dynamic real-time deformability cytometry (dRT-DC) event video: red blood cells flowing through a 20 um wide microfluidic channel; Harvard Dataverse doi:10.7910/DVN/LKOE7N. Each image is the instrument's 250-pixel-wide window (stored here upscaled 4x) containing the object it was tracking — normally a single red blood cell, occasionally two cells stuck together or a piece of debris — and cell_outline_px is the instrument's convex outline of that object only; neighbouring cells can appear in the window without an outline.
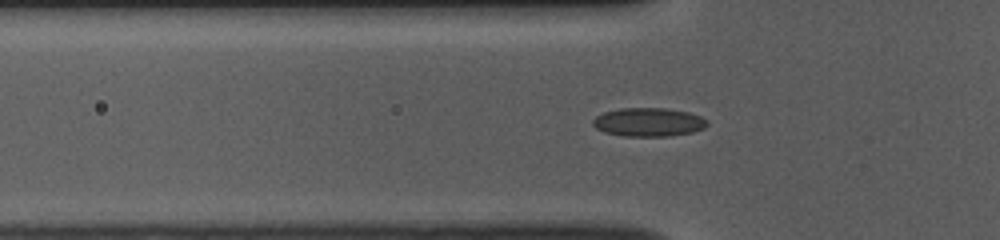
{"species": "common noctule bat (a hibernating species)", "species_latin": "Nyctalus noctula", "temperature_condition": "room temperature", "stored_images_in_passage": 38, "camera_frame_rate_fps": 3000, "um_per_image_px": 0.085, "animal": {"sex": "female", "body_mass_g": 10.0, "forearm_length_mm": 53.1}, "frame": {"image": 1, "passage_image": 2, "time_ms": 0.333, "image_size_px": [1000, 240], "cell_outline_px": [[708, 124], [704, 128], [692, 132], [668, 136], [624, 136], [604, 132], [596, 128], [592, 124], [592, 120], [596, 116], [604, 112], [620, 108], [664, 108], [688, 112], [700, 116], [708, 120]], "centroid_in_image_um": [55.12, 10.38], "position_along_channel_um": 70.7, "area_um2": 19.07}}
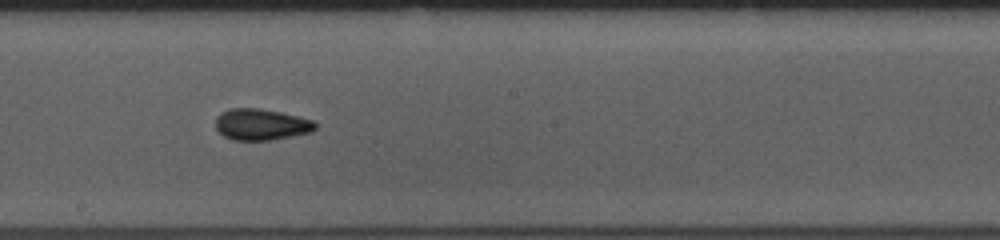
{"frame": {"image": 2, "passage_image": 14, "time_ms": 4.333, "image_size_px": [1000, 240], "cell_outline_px": [[316, 128], [312, 132], [268, 140], [232, 140], [224, 136], [216, 128], [216, 116], [220, 112], [228, 108], [260, 108], [300, 116], [312, 120], [316, 124]], "centroid_in_image_um": [22.18, 10.56], "position_along_channel_um": 226.0, "area_um2": 18.26}}
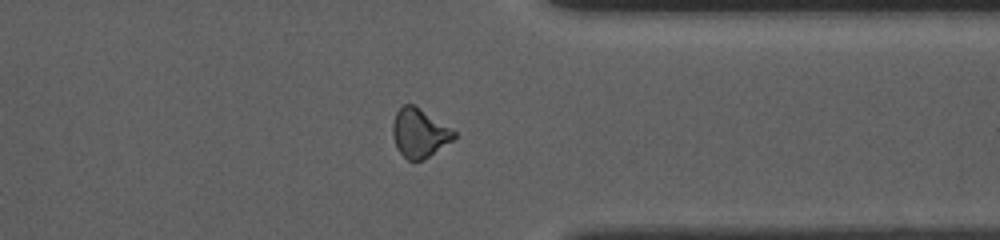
{"frame": {"image": 3, "passage_image": 26, "time_ms": 8.333, "image_size_px": [1000, 240], "cell_outline_px": [[456, 136], [452, 140], [424, 160], [408, 160], [396, 148], [392, 136], [392, 124], [396, 112], [404, 104], [412, 104], [456, 132]], "centroid_in_image_um": [35.6, 11.32], "position_along_channel_um": 375.8, "area_um2": 17.11}, "authors_computed_cell_mechanics": {"area_um2": 17.7446, "velocity_mm_per_s": 3.8586, "shape_relaxation_time_tau1_ms": null, "shape_relaxation_time_tau2_ms": 1.8226, "deformation_change_tau1": null, "deformation_change_tau2": 0.0549}}